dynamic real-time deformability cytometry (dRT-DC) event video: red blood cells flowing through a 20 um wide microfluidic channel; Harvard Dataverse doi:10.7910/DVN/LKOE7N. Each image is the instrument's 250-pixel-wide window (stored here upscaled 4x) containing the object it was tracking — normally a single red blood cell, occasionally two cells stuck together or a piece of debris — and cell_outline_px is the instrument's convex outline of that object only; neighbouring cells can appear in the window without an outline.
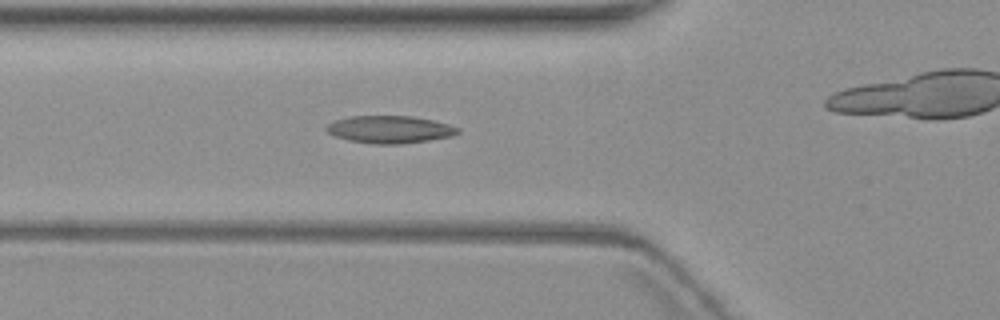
{"species": "common noctule bat (a hibernating species)", "species_latin": "Nyctalus noctula", "temperature_condition": "warm", "stored_images_in_passage": 8, "camera_frame_rate_fps": 3000, "um_per_image_px": 0.085, "animal": {"sex": "female", "body_mass_g": 19.3, "forearm_length_mm": 54.1}, "frame": {"image": 1, "passage_image": 7, "time_ms": 7.0, "image_size_px": [1000, 320], "cell_outline_px": [[460, 132], [452, 136], [428, 140], [400, 144], [372, 144], [348, 140], [336, 136], [328, 132], [324, 128], [328, 124], [336, 120], [352, 116], [412, 116], [432, 120], [448, 124], [460, 128]], "centroid_in_image_um": [33.14, 11.0], "position_along_channel_um": 92.7, "area_um2": 20.92}}